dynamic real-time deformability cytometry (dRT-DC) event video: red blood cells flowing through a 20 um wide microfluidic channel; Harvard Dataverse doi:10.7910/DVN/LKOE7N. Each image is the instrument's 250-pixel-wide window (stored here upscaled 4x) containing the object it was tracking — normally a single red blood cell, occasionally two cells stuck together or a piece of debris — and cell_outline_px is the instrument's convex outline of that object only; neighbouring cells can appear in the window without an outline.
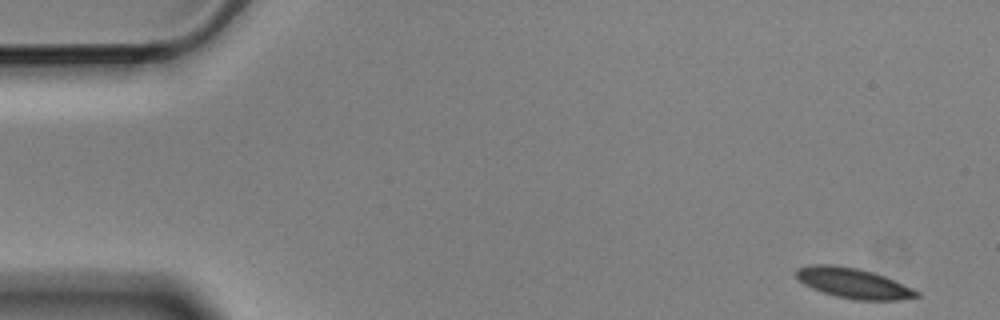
{"species": "Egyptian fruit bat (a non-hibernating species)", "species_latin": "Rousettus aegyptiacus", "temperature_condition": "cold", "stored_images_in_passage": 4, "camera_frame_rate_fps": 3000, "um_per_image_px": 0.085, "animal": {"sex": "male"}, "frame": {"image": 1, "passage_image": 1, "time_ms": 0.0, "image_size_px": [1000, 320], "cell_outline_px": [[920, 296], [896, 300], [856, 300], [836, 296], [812, 288], [804, 284], [796, 276], [796, 268], [812, 264], [832, 264], [856, 268], [872, 272], [884, 276], [912, 288], [920, 292]], "centroid_in_image_um": [72.52, 24.06], "position_along_channel_um": 12.5, "area_um2": 20.98}}